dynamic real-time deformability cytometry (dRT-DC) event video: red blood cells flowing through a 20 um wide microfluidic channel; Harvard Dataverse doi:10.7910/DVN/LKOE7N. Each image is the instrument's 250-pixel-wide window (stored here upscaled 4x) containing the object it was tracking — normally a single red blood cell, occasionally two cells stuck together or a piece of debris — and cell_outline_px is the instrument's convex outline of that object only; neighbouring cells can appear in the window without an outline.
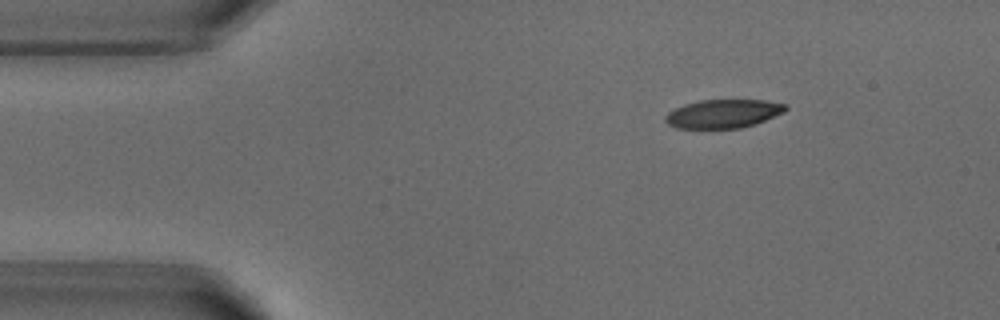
{"species": "common noctule bat (a hibernating species)", "species_latin": "Nyctalus noctula", "temperature_condition": "warm", "stored_images_in_passage": 4, "camera_frame_rate_fps": 3000, "um_per_image_px": 0.085, "animal": {"sex": "male", "body_mass_g": 18.8}, "frame": {"image": 1, "passage_image": 2, "time_ms": 1.333, "image_size_px": [1000, 320], "cell_outline_px": [[788, 108], [784, 112], [756, 124], [740, 128], [676, 128], [668, 124], [664, 120], [664, 116], [668, 112], [684, 104], [700, 100], [764, 100], [788, 104]], "centroid_in_image_um": [61.48, 9.66], "position_along_channel_um": 23.5, "area_um2": 20.11}}
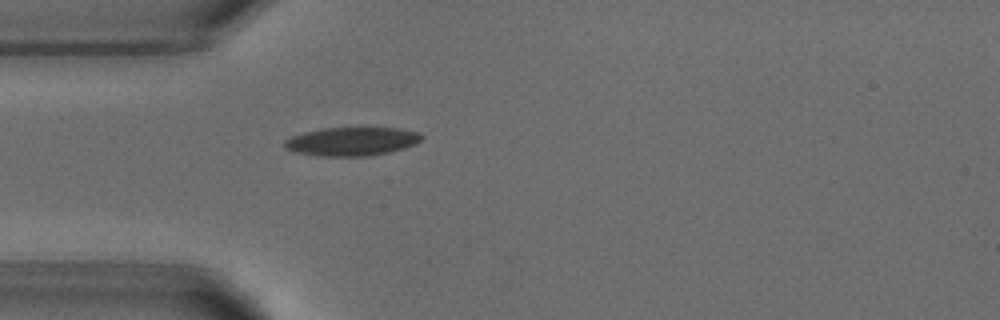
{"frame": {"image": 2, "passage_image": 4, "time_ms": 3.667, "image_size_px": [1000, 320], "cell_outline_px": [[424, 136], [416, 144], [404, 148], [372, 156], [316, 156], [292, 152], [284, 148], [284, 140], [292, 136], [304, 132], [324, 128], [396, 128], [416, 132]], "centroid_in_image_um": [29.85, 12.03], "position_along_channel_um": 55.1, "area_um2": 22.89}}